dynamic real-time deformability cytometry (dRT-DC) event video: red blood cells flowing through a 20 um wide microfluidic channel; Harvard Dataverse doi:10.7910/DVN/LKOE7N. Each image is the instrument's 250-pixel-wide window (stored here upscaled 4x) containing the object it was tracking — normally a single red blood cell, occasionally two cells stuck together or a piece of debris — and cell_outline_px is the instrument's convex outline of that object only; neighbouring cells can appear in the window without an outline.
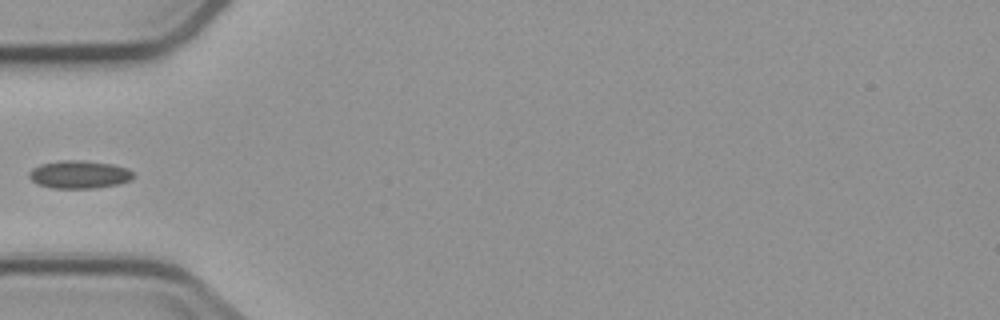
{"species": "common noctule bat (a hibernating species)", "species_latin": "Nyctalus noctula", "temperature_condition": "cold", "stored_images_in_passage": 6, "camera_frame_rate_fps": 3000, "um_per_image_px": 0.085, "animal": {"sex": "male", "body_mass_g": 23.1, "forearm_length_mm": 52.7}, "frame": {"image": 1, "passage_image": 5, "time_ms": 4.667, "image_size_px": [1000, 320], "cell_outline_px": [[136, 176], [132, 180], [120, 184], [96, 188], [52, 188], [36, 184], [28, 176], [28, 172], [32, 168], [40, 164], [60, 160], [84, 160], [112, 164], [128, 168]], "centroid_in_image_um": [6.75, 14.83], "position_along_channel_um": 78.3, "area_um2": 17.28}}
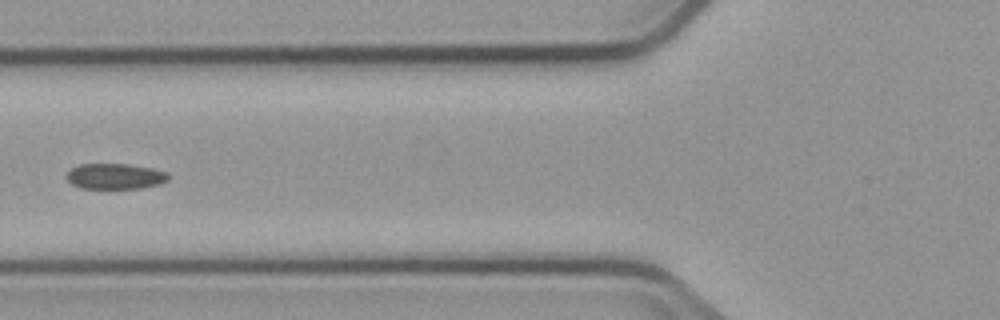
{"frame": {"image": 2, "passage_image": 6, "time_ms": 5.667, "image_size_px": [1000, 320], "cell_outline_px": [[168, 180], [160, 184], [140, 188], [80, 188], [72, 184], [64, 176], [72, 168], [80, 164], [128, 164], [152, 168], [168, 172]], "centroid_in_image_um": [9.78, 14.98], "position_along_channel_um": 116.0, "area_um2": 15.2}}